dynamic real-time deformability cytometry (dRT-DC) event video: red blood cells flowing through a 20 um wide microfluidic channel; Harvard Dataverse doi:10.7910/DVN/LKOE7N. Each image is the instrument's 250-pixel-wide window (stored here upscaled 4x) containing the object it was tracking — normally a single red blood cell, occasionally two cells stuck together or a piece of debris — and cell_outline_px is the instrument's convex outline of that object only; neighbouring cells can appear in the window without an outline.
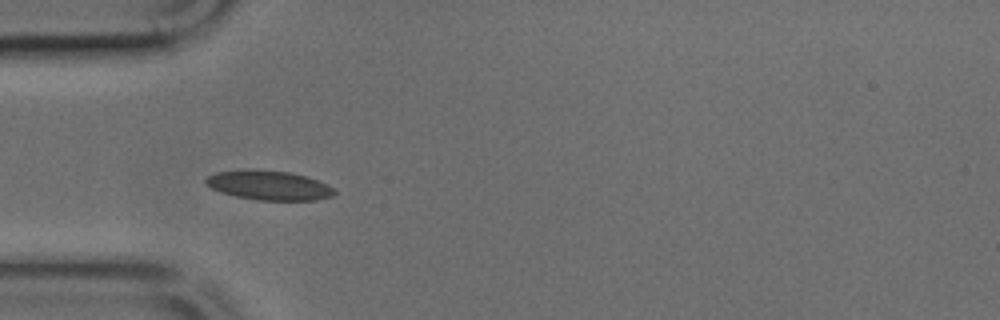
{"species": "common noctule bat (a hibernating species)", "species_latin": "Nyctalus noctula", "temperature_condition": "cold", "stored_images_in_passage": 35, "camera_frame_rate_fps": 3000, "um_per_image_px": 0.085, "animal": {"sex": "male", "body_mass_g": 17.9, "forearm_length_mm": 54.2}, "frame": {"image": 1, "passage_image": 1, "time_ms": 0.0, "image_size_px": [1000, 320], "cell_outline_px": [[336, 192], [332, 196], [316, 200], [256, 200], [236, 196], [220, 192], [204, 184], [204, 180], [208, 176], [216, 172], [244, 168], [288, 172], [304, 176], [316, 180], [332, 188]], "centroid_in_image_um": [22.77, 15.74], "position_along_channel_um": 62.2, "area_um2": 22.02}}
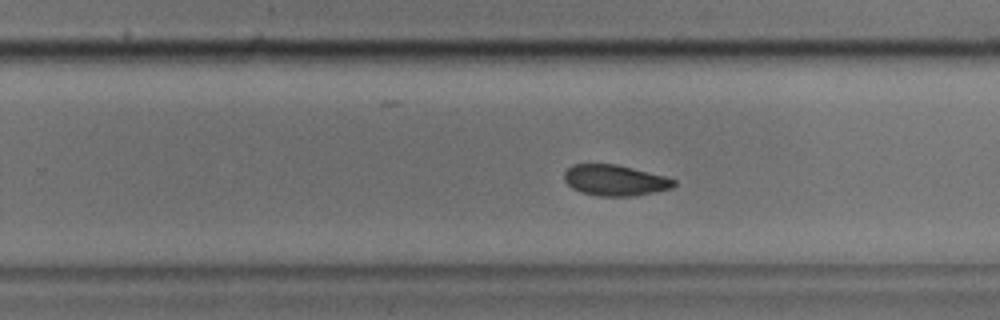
{"frame": {"image": 2, "passage_image": 17, "time_ms": 5.333, "image_size_px": [1000, 320], "cell_outline_px": [[676, 184], [672, 188], [632, 196], [600, 196], [580, 192], [572, 188], [564, 180], [564, 172], [572, 164], [616, 164], [664, 176], [676, 180]], "centroid_in_image_um": [52.24, 15.32], "position_along_channel_um": 277.6, "area_um2": 19.59}}
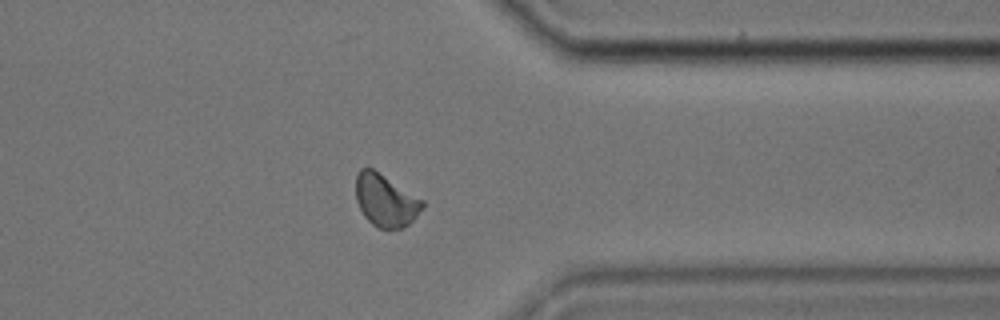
{"frame": {"image": 3, "passage_image": 25, "time_ms": 8.0, "image_size_px": [1000, 320], "cell_outline_px": [[424, 208], [408, 224], [400, 228], [376, 228], [364, 216], [356, 200], [356, 172], [360, 168], [372, 168], [424, 200]], "centroid_in_image_um": [32.76, 17.03], "position_along_channel_um": 378.6, "area_um2": 20.23}}